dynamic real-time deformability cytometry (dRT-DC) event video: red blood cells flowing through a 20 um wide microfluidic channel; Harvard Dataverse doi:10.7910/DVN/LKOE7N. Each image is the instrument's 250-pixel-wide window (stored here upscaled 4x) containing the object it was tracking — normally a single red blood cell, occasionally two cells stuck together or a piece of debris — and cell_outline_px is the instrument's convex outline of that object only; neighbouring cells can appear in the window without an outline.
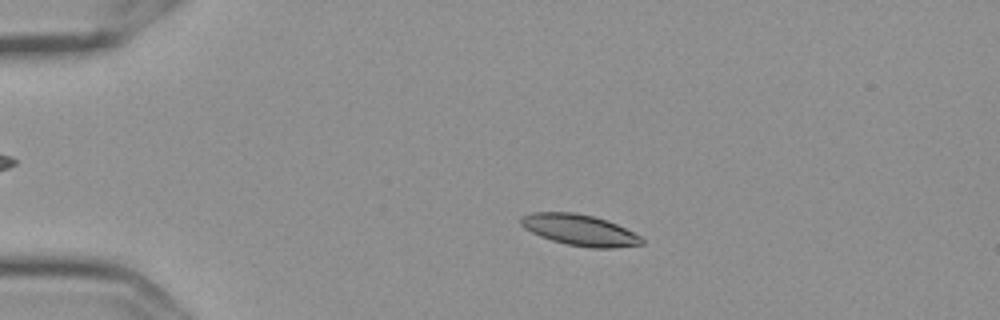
{"species": "Egyptian fruit bat (a non-hibernating species)", "species_latin": "Rousettus aegyptiacus", "temperature_condition": "cold", "stored_images_in_passage": 54, "camera_frame_rate_fps": 3000, "um_per_image_px": 0.085, "frame": {"image": 1, "passage_image": 9, "time_ms": 2.667, "image_size_px": [1000, 320], "cell_outline_px": [[644, 244], [616, 248], [592, 248], [568, 244], [552, 240], [540, 236], [524, 228], [520, 224], [520, 216], [532, 212], [576, 212], [608, 220], [640, 236], [644, 240]], "centroid_in_image_um": [49.26, 19.54], "position_along_channel_um": 35.7, "area_um2": 21.91}}
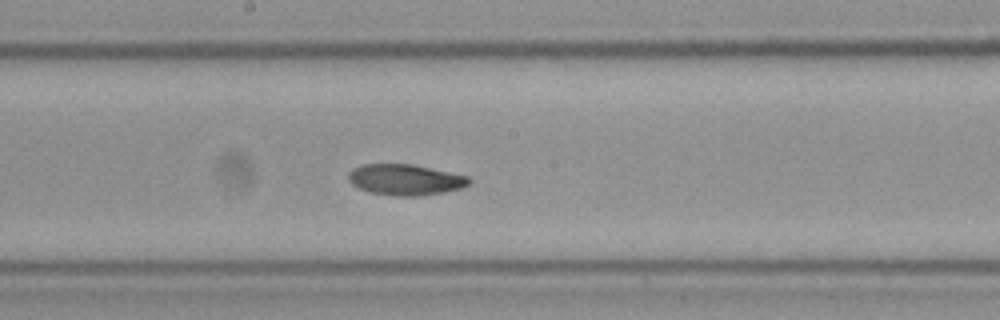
{"frame": {"image": 2, "passage_image": 28, "time_ms": 9.0, "image_size_px": [1000, 320], "cell_outline_px": [[472, 180], [468, 184], [460, 188], [444, 192], [416, 196], [396, 196], [368, 192], [352, 184], [348, 180], [348, 172], [352, 168], [360, 164], [412, 164], [468, 176]], "centroid_in_image_um": [34.41, 15.27], "position_along_channel_um": 213.8, "area_um2": 21.73}}
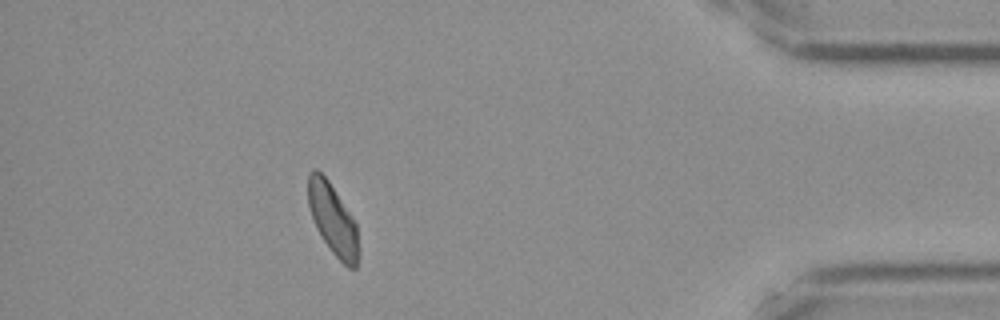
{"frame": {"image": 3, "passage_image": 48, "time_ms": 15.667, "image_size_px": [1000, 320], "cell_outline_px": [[360, 252], [356, 268], [348, 268], [332, 252], [320, 236], [316, 228], [308, 204], [308, 172], [312, 168], [316, 168], [328, 180], [352, 216], [356, 224]], "centroid_in_image_um": [28.3, 18.66], "position_along_channel_um": 406.9, "area_um2": 20.98}, "authors_computed_cell_mechanics": {"area_um2": 21.3282, "velocity_mm_per_s": 3.5668, "shape_relaxation_time_tau1_ms": 9.8874, "shape_relaxation_time_tau2_ms": 7.0215, "deformation_change_tau1": 0.1711, "deformation_change_tau2": 0.1147}}